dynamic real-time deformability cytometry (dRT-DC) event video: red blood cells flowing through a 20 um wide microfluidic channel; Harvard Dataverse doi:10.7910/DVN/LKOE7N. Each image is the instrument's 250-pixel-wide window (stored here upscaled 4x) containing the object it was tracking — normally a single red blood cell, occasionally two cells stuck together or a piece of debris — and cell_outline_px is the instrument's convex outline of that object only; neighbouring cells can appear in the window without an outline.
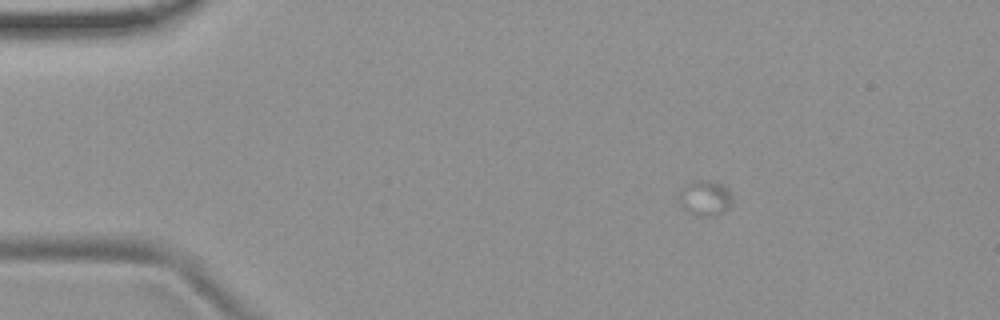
{"species": "common noctule bat (a hibernating species)", "species_latin": "Nyctalus noctula", "temperature_condition": "room temperature", "stored_images_in_passage": 3, "camera_frame_rate_fps": 3000, "um_per_image_px": 0.085, "animal": {"sex": "female", "body_mass_g": 19.9}, "frame": {"image": 1, "passage_image": 1, "time_ms": 0.0, "image_size_px": [1000, 320], "cell_outline_px": [[732, 204], [724, 212], [712, 216], [696, 216], [684, 208], [680, 204], [680, 196], [684, 188], [688, 184], [700, 180], [708, 180], [724, 184], [728, 188], [732, 196]], "centroid_in_image_um": [60.01, 16.84], "position_along_channel_um": 25.0, "area_um2": 10.81}}